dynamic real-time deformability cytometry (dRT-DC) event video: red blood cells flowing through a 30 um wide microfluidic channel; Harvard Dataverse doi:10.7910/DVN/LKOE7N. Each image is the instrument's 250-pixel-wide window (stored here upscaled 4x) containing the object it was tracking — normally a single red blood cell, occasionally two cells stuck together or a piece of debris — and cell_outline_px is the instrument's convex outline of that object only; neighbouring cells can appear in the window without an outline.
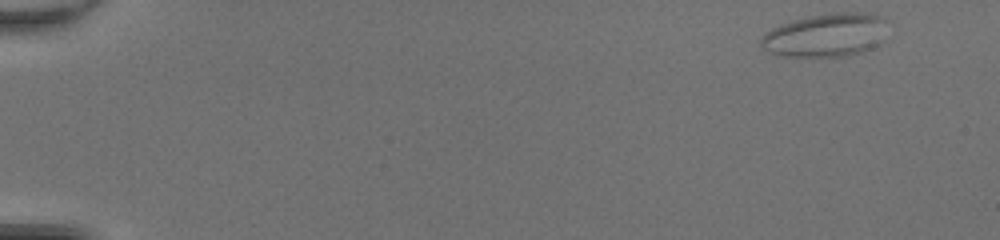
{"species": "common noctule bat (a hibernating species)", "species_latin": "Nyctalus noctula", "temperature_condition": "room temperature", "stored_images_in_passage": 47, "camera_frame_rate_fps": 3000, "um_per_image_px": 0.085, "animal": {"sex": "female", "body_mass_g": 20.0, "forearm_length_mm": 54.0}, "frame": {"image": 1, "passage_image": 1, "time_ms": 0.0, "image_size_px": [1000, 240], "cell_outline_px": [[884, 20], [880, 44], [872, 48], [848, 56], [780, 56], [768, 52], [760, 44], [760, 40], [772, 28], [780, 24], [792, 20], [832, 12], [872, 12], [884, 16]], "centroid_in_image_um": [70.19, 2.98], "position_along_channel_um": 14.8, "area_um2": 31.91}}
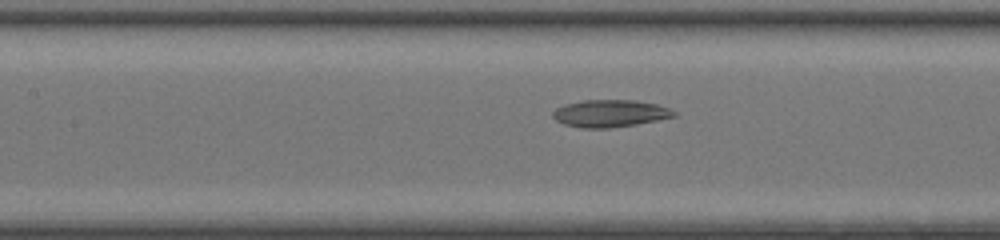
{"frame": {"image": 2, "passage_image": 22, "time_ms": 7.0, "image_size_px": [1000, 240], "cell_outline_px": [[676, 116], [636, 124], [608, 128], [580, 128], [564, 124], [556, 120], [552, 116], [552, 112], [556, 108], [564, 104], [584, 100], [632, 100], [656, 104], [668, 108], [676, 112]], "centroid_in_image_um": [51.81, 9.64], "position_along_channel_um": 155.6, "area_um2": 19.13}}
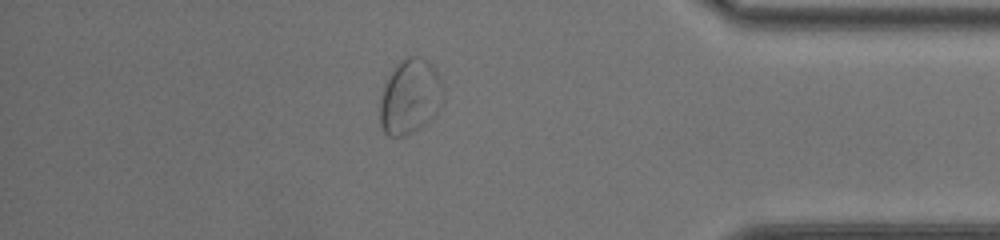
{"frame": {"image": 3, "passage_image": 41, "time_ms": 13.333, "image_size_px": [1000, 240], "cell_outline_px": [[444, 104], [420, 128], [404, 136], [388, 136], [384, 132], [380, 124], [380, 96], [384, 84], [392, 68], [400, 60], [408, 56], [420, 56], [428, 60], [432, 64], [440, 76], [444, 88]], "centroid_in_image_um": [34.87, 8.18], "position_along_channel_um": 400.3, "area_um2": 28.21}, "authors_computed_cell_mechanics": {"area_um2": 23.6402, "velocity_mm_per_s": 4.2733, "shape_relaxation_time_tau1_ms": null, "shape_relaxation_time_tau2_ms": 1.2474, "deformation_change_tau1": null, "deformation_change_tau2": 0.0572}}